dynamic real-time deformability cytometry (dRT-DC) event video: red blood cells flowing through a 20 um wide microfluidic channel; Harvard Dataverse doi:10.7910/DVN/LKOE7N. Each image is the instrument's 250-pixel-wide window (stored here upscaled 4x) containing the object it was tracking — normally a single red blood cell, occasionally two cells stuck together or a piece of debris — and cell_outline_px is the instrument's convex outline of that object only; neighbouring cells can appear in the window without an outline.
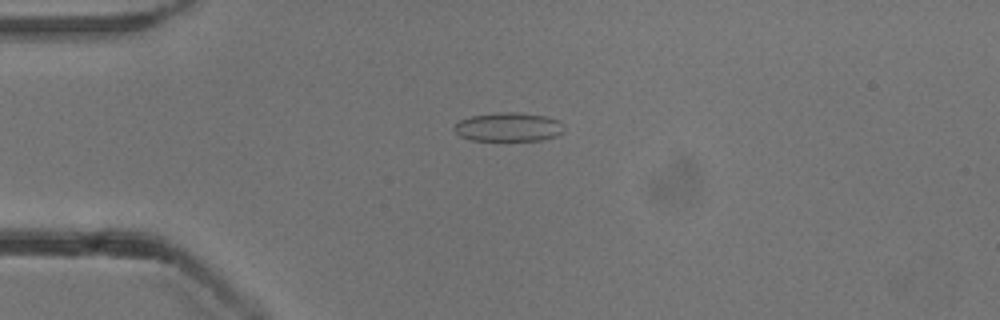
{"species": "common noctule bat (a hibernating species)", "species_latin": "Nyctalus noctula", "temperature_condition": "cold", "stored_images_in_passage": 51, "camera_frame_rate_fps": 3000, "um_per_image_px": 0.085, "animal": {"sex": "male", "body_mass_g": 13.3}, "frame": {"image": 1, "passage_image": 11, "time_ms": 3.333, "image_size_px": [1000, 320], "cell_outline_px": [[564, 132], [556, 136], [540, 140], [472, 140], [460, 136], [452, 128], [460, 120], [472, 116], [496, 112], [520, 112], [548, 116], [564, 124]], "centroid_in_image_um": [43.24, 10.78], "position_along_channel_um": 41.8, "area_um2": 18.55}}
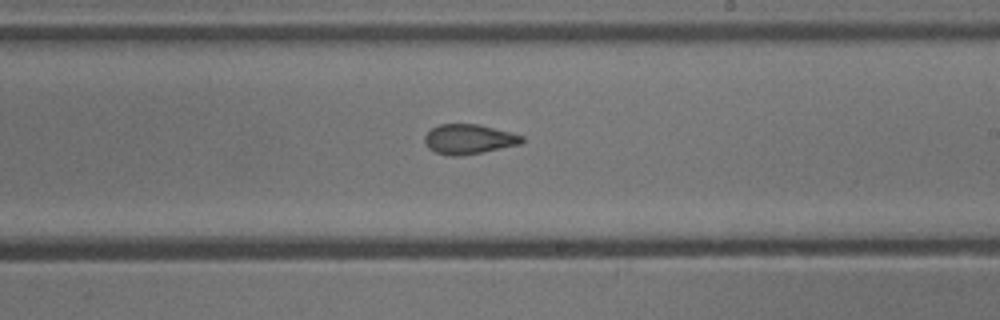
{"frame": {"image": 2, "passage_image": 29, "time_ms": 9.333, "image_size_px": [1000, 320], "cell_outline_px": [[524, 140], [520, 144], [480, 152], [456, 156], [452, 156], [436, 152], [428, 148], [424, 140], [424, 136], [432, 128], [440, 124], [476, 124], [512, 132], [524, 136]], "centroid_in_image_um": [39.85, 11.82], "position_along_channel_um": 249.2, "area_um2": 16.65}}
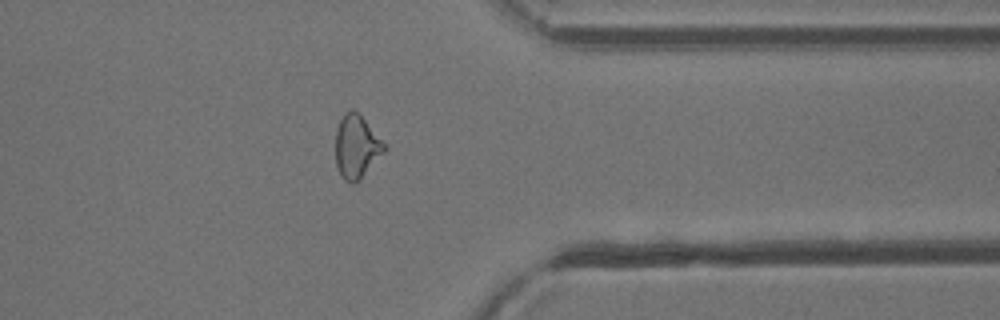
{"frame": {"image": 3, "passage_image": 40, "time_ms": 13.0, "image_size_px": [1000, 320], "cell_outline_px": [[388, 148], [360, 180], [352, 184], [344, 180], [336, 164], [336, 128], [344, 112], [352, 108], [360, 112]], "centroid_in_image_um": [30.31, 12.43], "position_along_channel_um": 381.1, "area_um2": 18.21}, "authors_computed_cell_mechanics": {"area_um2": 17.8602, "velocity_mm_per_s": 3.8509, "shape_relaxation_time_tau1_ms": null, "shape_relaxation_time_tau2_ms": 1.6728, "deformation_change_tau1": null, "deformation_change_tau2": 0.0758}}